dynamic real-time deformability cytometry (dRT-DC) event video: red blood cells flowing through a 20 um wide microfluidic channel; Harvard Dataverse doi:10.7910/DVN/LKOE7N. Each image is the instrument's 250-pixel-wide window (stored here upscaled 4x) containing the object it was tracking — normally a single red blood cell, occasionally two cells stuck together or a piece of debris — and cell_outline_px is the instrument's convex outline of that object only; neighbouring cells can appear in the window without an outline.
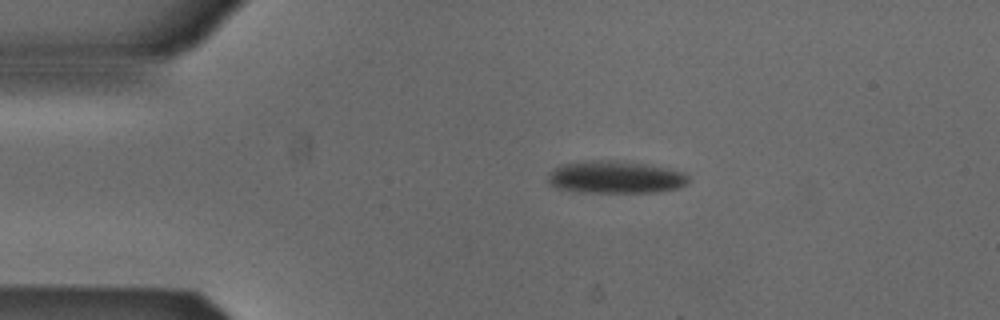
{"species": "Egyptian fruit bat (a non-hibernating species)", "species_latin": "Rousettus aegyptiacus", "temperature_condition": "cold", "stored_images_in_passage": 2, "camera_frame_rate_fps": 3000, "um_per_image_px": 0.085, "animal": {"sex": "male"}, "frame": {"image": 1, "passage_image": 1, "time_ms": 0.0, "image_size_px": [1000, 320], "cell_outline_px": [[688, 180], [684, 184], [676, 188], [652, 192], [580, 192], [556, 188], [548, 180], [548, 172], [564, 164], [592, 160], [612, 160], [644, 164], [684, 172], [688, 176]], "centroid_in_image_um": [52.27, 15.06], "position_along_channel_um": 32.7, "area_um2": 26.07}}